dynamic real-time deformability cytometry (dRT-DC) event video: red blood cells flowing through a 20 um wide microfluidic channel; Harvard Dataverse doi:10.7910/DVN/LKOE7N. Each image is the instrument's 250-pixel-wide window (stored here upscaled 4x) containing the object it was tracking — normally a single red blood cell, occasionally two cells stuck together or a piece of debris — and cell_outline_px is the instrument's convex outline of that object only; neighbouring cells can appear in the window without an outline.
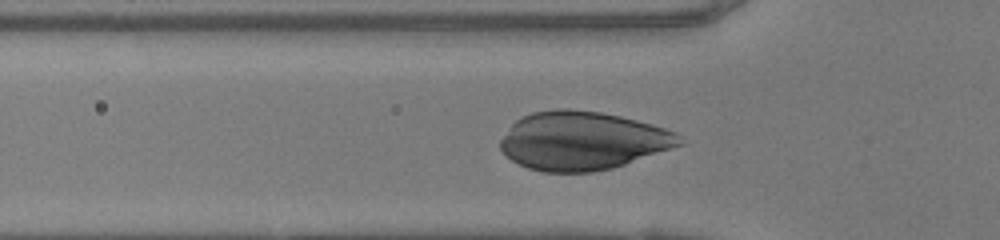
{"species": "human", "species_latin": "Homo sapiens", "temperature_condition": "warm", "stored_images_in_passage": 25, "camera_frame_rate_fps": 3000, "um_per_image_px": 0.085, "donor": {"sex": "female"}, "frame": {"image": 1, "passage_image": 3, "time_ms": 0.667, "image_size_px": [1000, 240], "cell_outline_px": [[684, 144], [612, 168], [592, 172], [544, 172], [528, 168], [512, 160], [500, 148], [500, 140], [512, 124], [520, 116], [532, 112], [560, 108], [568, 108], [600, 112], [620, 116], [652, 124], [676, 132], [680, 136]], "centroid_in_image_um": [49.51, 11.95], "position_along_channel_um": 76.3, "area_um2": 60.81}}
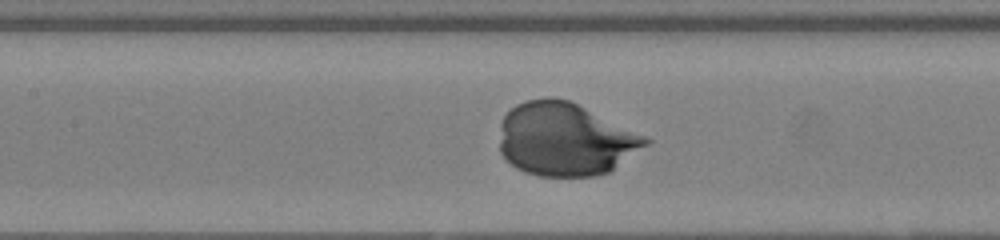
{"frame": {"image": 2, "passage_image": 9, "time_ms": 2.667, "image_size_px": [1000, 240], "cell_outline_px": [[652, 140], [648, 144], [608, 172], [596, 176], [540, 176], [524, 172], [516, 168], [500, 152], [500, 124], [504, 116], [516, 104], [524, 100], [548, 96], [552, 96], [568, 100], [648, 136]], "centroid_in_image_um": [48.03, 11.82], "position_along_channel_um": 159.4, "area_um2": 62.31}}
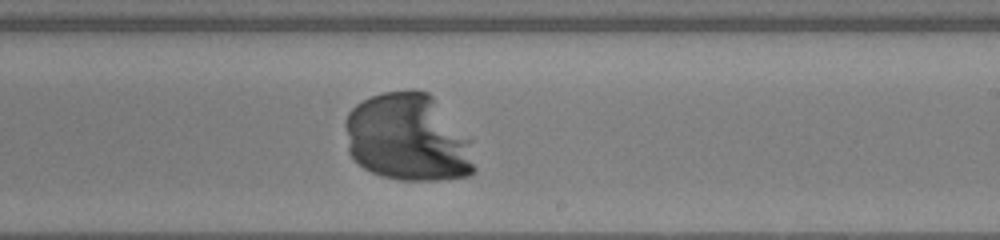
{"frame": {"image": 3, "passage_image": 16, "time_ms": 5.0, "image_size_px": [1000, 240], "cell_outline_px": [[476, 172], [468, 176], [440, 180], [400, 180], [380, 176], [364, 168], [352, 160], [348, 152], [344, 124], [344, 120], [348, 112], [356, 104], [372, 96], [384, 92], [412, 88], [428, 92], [432, 96], [472, 140], [476, 168]], "centroid_in_image_um": [34.68, 11.72], "position_along_channel_um": 254.3, "area_um2": 67.22}}